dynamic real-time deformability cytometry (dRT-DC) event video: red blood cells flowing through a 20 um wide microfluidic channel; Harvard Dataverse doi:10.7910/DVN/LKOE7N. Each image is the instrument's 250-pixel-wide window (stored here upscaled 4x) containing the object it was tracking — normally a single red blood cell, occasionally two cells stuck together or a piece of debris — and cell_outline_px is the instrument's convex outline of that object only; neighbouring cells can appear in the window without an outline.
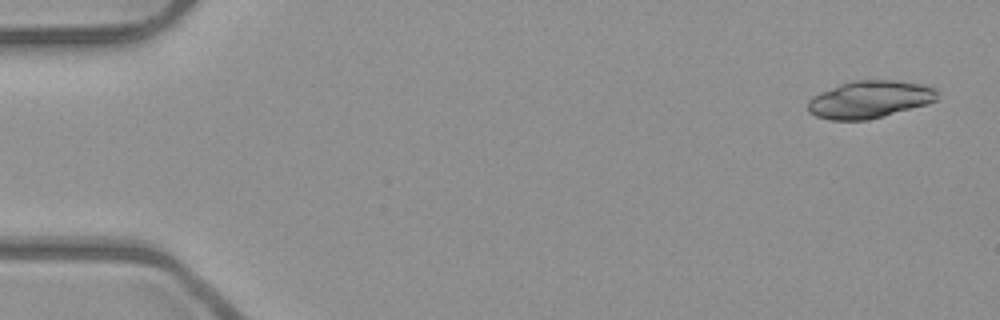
{"species": "common noctule bat (a hibernating species)", "species_latin": "Nyctalus noctula", "temperature_condition": "room temperature", "stored_images_in_passage": 7, "camera_frame_rate_fps": 3000, "um_per_image_px": 0.085, "animal": {"sex": "male", "body_mass_g": 23.1, "forearm_length_mm": 52.7}, "frame": {"image": 1, "passage_image": 1, "time_ms": 0.0, "image_size_px": [1000, 320], "cell_outline_px": [[936, 100], [924, 104], [884, 116], [868, 120], [832, 120], [816, 116], [808, 112], [808, 100], [812, 96], [820, 92], [840, 84], [852, 80], [896, 80], [920, 84], [936, 88]], "centroid_in_image_um": [73.87, 8.45], "position_along_channel_um": 11.1, "area_um2": 28.03}}